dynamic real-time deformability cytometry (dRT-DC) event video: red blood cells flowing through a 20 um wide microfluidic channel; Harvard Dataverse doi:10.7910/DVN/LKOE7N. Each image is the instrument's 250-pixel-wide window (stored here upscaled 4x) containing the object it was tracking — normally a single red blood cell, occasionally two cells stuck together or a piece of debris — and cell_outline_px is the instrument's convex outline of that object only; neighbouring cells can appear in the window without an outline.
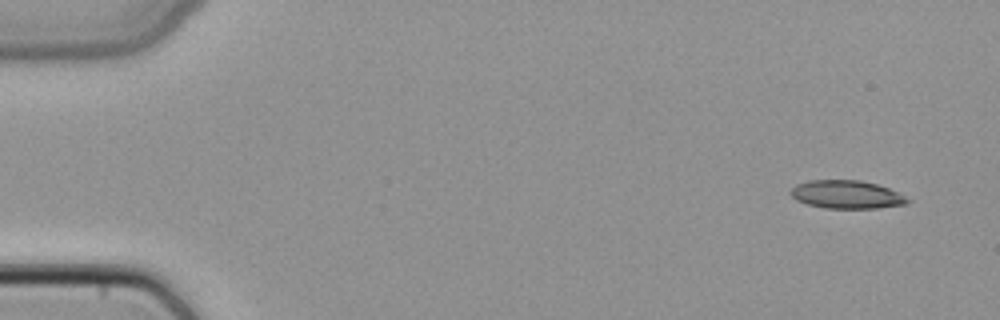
{"species": "common noctule bat (a hibernating species)", "species_latin": "Nyctalus noctula", "temperature_condition": "cold", "stored_images_in_passage": 4, "camera_frame_rate_fps": 3000, "um_per_image_px": 0.085, "animal": {"sex": "female", "body_mass_g": 22.7, "forearm_length_mm": 54.2}, "frame": {"image": 1, "passage_image": 1, "time_ms": 0.0, "image_size_px": [1000, 320], "cell_outline_px": [[912, 200], [908, 204], [876, 208], [824, 208], [808, 204], [796, 200], [788, 192], [796, 184], [808, 180], [860, 180], [876, 184], [888, 188]], "centroid_in_image_um": [71.94, 16.53], "position_along_channel_um": 13.1, "area_um2": 19.19}}
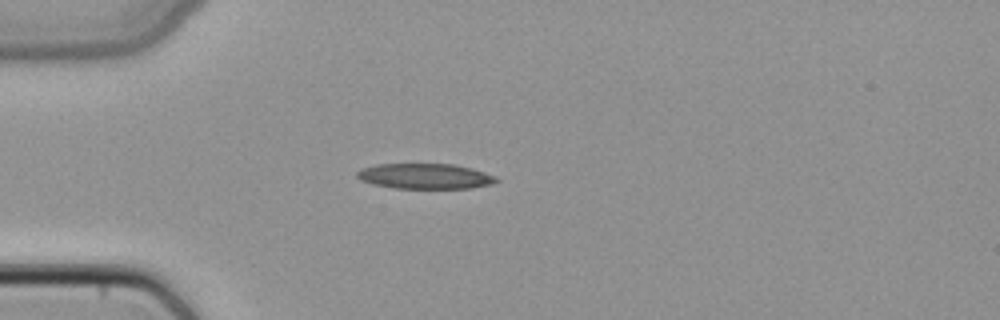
{"frame": {"image": 2, "passage_image": 4, "time_ms": 1.0, "image_size_px": [1000, 320], "cell_outline_px": [[500, 180], [492, 184], [468, 188], [392, 188], [372, 184], [360, 180], [356, 176], [356, 172], [360, 168], [376, 164], [452, 164], [472, 168], [496, 176]], "centroid_in_image_um": [36.1, 14.97], "position_along_channel_um": 48.9, "area_um2": 20.69}}